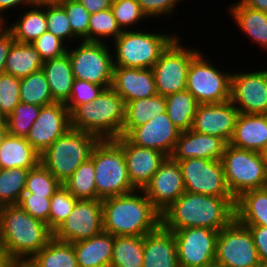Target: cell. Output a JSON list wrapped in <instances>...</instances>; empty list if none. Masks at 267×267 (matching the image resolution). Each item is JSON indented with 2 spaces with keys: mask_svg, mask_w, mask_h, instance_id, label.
Masks as SVG:
<instances>
[{
  "mask_svg": "<svg viewBox=\"0 0 267 267\" xmlns=\"http://www.w3.org/2000/svg\"><path fill=\"white\" fill-rule=\"evenodd\" d=\"M262 188L267 191V162H266V168H265V178H264V183H263Z\"/></svg>",
  "mask_w": 267,
  "mask_h": 267,
  "instance_id": "cell-61",
  "label": "cell"
},
{
  "mask_svg": "<svg viewBox=\"0 0 267 267\" xmlns=\"http://www.w3.org/2000/svg\"><path fill=\"white\" fill-rule=\"evenodd\" d=\"M77 200L63 185L54 193L49 213V229L52 232L69 216Z\"/></svg>",
  "mask_w": 267,
  "mask_h": 267,
  "instance_id": "cell-44",
  "label": "cell"
},
{
  "mask_svg": "<svg viewBox=\"0 0 267 267\" xmlns=\"http://www.w3.org/2000/svg\"><path fill=\"white\" fill-rule=\"evenodd\" d=\"M103 231L102 200H77L72 212L53 232V238L75 243Z\"/></svg>",
  "mask_w": 267,
  "mask_h": 267,
  "instance_id": "cell-16",
  "label": "cell"
},
{
  "mask_svg": "<svg viewBox=\"0 0 267 267\" xmlns=\"http://www.w3.org/2000/svg\"><path fill=\"white\" fill-rule=\"evenodd\" d=\"M113 140L124 151L131 184L137 190H142L167 156L156 149L138 147L132 144L125 136H119Z\"/></svg>",
  "mask_w": 267,
  "mask_h": 267,
  "instance_id": "cell-21",
  "label": "cell"
},
{
  "mask_svg": "<svg viewBox=\"0 0 267 267\" xmlns=\"http://www.w3.org/2000/svg\"><path fill=\"white\" fill-rule=\"evenodd\" d=\"M61 6L67 14L72 32L78 41H88L90 13L78 0H66Z\"/></svg>",
  "mask_w": 267,
  "mask_h": 267,
  "instance_id": "cell-47",
  "label": "cell"
},
{
  "mask_svg": "<svg viewBox=\"0 0 267 267\" xmlns=\"http://www.w3.org/2000/svg\"><path fill=\"white\" fill-rule=\"evenodd\" d=\"M43 62L31 43L14 42L6 59L5 73L22 79L41 70Z\"/></svg>",
  "mask_w": 267,
  "mask_h": 267,
  "instance_id": "cell-33",
  "label": "cell"
},
{
  "mask_svg": "<svg viewBox=\"0 0 267 267\" xmlns=\"http://www.w3.org/2000/svg\"><path fill=\"white\" fill-rule=\"evenodd\" d=\"M70 128L71 117L65 103L54 102L41 107L26 139L41 155Z\"/></svg>",
  "mask_w": 267,
  "mask_h": 267,
  "instance_id": "cell-17",
  "label": "cell"
},
{
  "mask_svg": "<svg viewBox=\"0 0 267 267\" xmlns=\"http://www.w3.org/2000/svg\"><path fill=\"white\" fill-rule=\"evenodd\" d=\"M46 20L47 30L63 40L68 46L69 43L78 42V38L72 32L67 14L61 5L46 6Z\"/></svg>",
  "mask_w": 267,
  "mask_h": 267,
  "instance_id": "cell-45",
  "label": "cell"
},
{
  "mask_svg": "<svg viewBox=\"0 0 267 267\" xmlns=\"http://www.w3.org/2000/svg\"><path fill=\"white\" fill-rule=\"evenodd\" d=\"M260 258L251 232L235 218L217 237L215 265L219 267H258Z\"/></svg>",
  "mask_w": 267,
  "mask_h": 267,
  "instance_id": "cell-12",
  "label": "cell"
},
{
  "mask_svg": "<svg viewBox=\"0 0 267 267\" xmlns=\"http://www.w3.org/2000/svg\"><path fill=\"white\" fill-rule=\"evenodd\" d=\"M166 112L165 97L155 95L150 98H141L125 104V121L122 127V136H127L135 127L141 126L156 115Z\"/></svg>",
  "mask_w": 267,
  "mask_h": 267,
  "instance_id": "cell-32",
  "label": "cell"
},
{
  "mask_svg": "<svg viewBox=\"0 0 267 267\" xmlns=\"http://www.w3.org/2000/svg\"><path fill=\"white\" fill-rule=\"evenodd\" d=\"M90 157L95 168L97 200L137 190L129 179L123 149L113 140H99Z\"/></svg>",
  "mask_w": 267,
  "mask_h": 267,
  "instance_id": "cell-6",
  "label": "cell"
},
{
  "mask_svg": "<svg viewBox=\"0 0 267 267\" xmlns=\"http://www.w3.org/2000/svg\"><path fill=\"white\" fill-rule=\"evenodd\" d=\"M99 140L92 133L70 128L40 155V163L63 183L90 158Z\"/></svg>",
  "mask_w": 267,
  "mask_h": 267,
  "instance_id": "cell-7",
  "label": "cell"
},
{
  "mask_svg": "<svg viewBox=\"0 0 267 267\" xmlns=\"http://www.w3.org/2000/svg\"><path fill=\"white\" fill-rule=\"evenodd\" d=\"M29 170L23 168H3L0 172V207L16 205L25 191Z\"/></svg>",
  "mask_w": 267,
  "mask_h": 267,
  "instance_id": "cell-38",
  "label": "cell"
},
{
  "mask_svg": "<svg viewBox=\"0 0 267 267\" xmlns=\"http://www.w3.org/2000/svg\"><path fill=\"white\" fill-rule=\"evenodd\" d=\"M20 101L41 107L55 102L42 69L21 79Z\"/></svg>",
  "mask_w": 267,
  "mask_h": 267,
  "instance_id": "cell-39",
  "label": "cell"
},
{
  "mask_svg": "<svg viewBox=\"0 0 267 267\" xmlns=\"http://www.w3.org/2000/svg\"><path fill=\"white\" fill-rule=\"evenodd\" d=\"M111 9L122 31L132 29L138 30L137 25H139L141 21L144 23V21L147 20L148 22V17L142 11L137 0H112Z\"/></svg>",
  "mask_w": 267,
  "mask_h": 267,
  "instance_id": "cell-43",
  "label": "cell"
},
{
  "mask_svg": "<svg viewBox=\"0 0 267 267\" xmlns=\"http://www.w3.org/2000/svg\"><path fill=\"white\" fill-rule=\"evenodd\" d=\"M233 197L184 192L161 213V225L174 232L189 227L220 231L235 218Z\"/></svg>",
  "mask_w": 267,
  "mask_h": 267,
  "instance_id": "cell-1",
  "label": "cell"
},
{
  "mask_svg": "<svg viewBox=\"0 0 267 267\" xmlns=\"http://www.w3.org/2000/svg\"><path fill=\"white\" fill-rule=\"evenodd\" d=\"M226 8H229L227 14H230L231 21L236 23V27L243 35L248 37L251 43L254 42L257 47L267 52V13L251 9L239 0Z\"/></svg>",
  "mask_w": 267,
  "mask_h": 267,
  "instance_id": "cell-26",
  "label": "cell"
},
{
  "mask_svg": "<svg viewBox=\"0 0 267 267\" xmlns=\"http://www.w3.org/2000/svg\"><path fill=\"white\" fill-rule=\"evenodd\" d=\"M41 106L20 102L6 118L8 134L25 137L38 117Z\"/></svg>",
  "mask_w": 267,
  "mask_h": 267,
  "instance_id": "cell-42",
  "label": "cell"
},
{
  "mask_svg": "<svg viewBox=\"0 0 267 267\" xmlns=\"http://www.w3.org/2000/svg\"><path fill=\"white\" fill-rule=\"evenodd\" d=\"M142 191L160 214L166 210L185 192L178 162L167 157Z\"/></svg>",
  "mask_w": 267,
  "mask_h": 267,
  "instance_id": "cell-18",
  "label": "cell"
},
{
  "mask_svg": "<svg viewBox=\"0 0 267 267\" xmlns=\"http://www.w3.org/2000/svg\"><path fill=\"white\" fill-rule=\"evenodd\" d=\"M6 267H38L32 258H11Z\"/></svg>",
  "mask_w": 267,
  "mask_h": 267,
  "instance_id": "cell-56",
  "label": "cell"
},
{
  "mask_svg": "<svg viewBox=\"0 0 267 267\" xmlns=\"http://www.w3.org/2000/svg\"><path fill=\"white\" fill-rule=\"evenodd\" d=\"M50 200L35 193H23L18 205L32 217L46 223L49 227Z\"/></svg>",
  "mask_w": 267,
  "mask_h": 267,
  "instance_id": "cell-50",
  "label": "cell"
},
{
  "mask_svg": "<svg viewBox=\"0 0 267 267\" xmlns=\"http://www.w3.org/2000/svg\"><path fill=\"white\" fill-rule=\"evenodd\" d=\"M6 122V118L3 116V114L0 111V123Z\"/></svg>",
  "mask_w": 267,
  "mask_h": 267,
  "instance_id": "cell-63",
  "label": "cell"
},
{
  "mask_svg": "<svg viewBox=\"0 0 267 267\" xmlns=\"http://www.w3.org/2000/svg\"><path fill=\"white\" fill-rule=\"evenodd\" d=\"M95 168L92 158L84 161L62 185L78 200L97 199Z\"/></svg>",
  "mask_w": 267,
  "mask_h": 267,
  "instance_id": "cell-37",
  "label": "cell"
},
{
  "mask_svg": "<svg viewBox=\"0 0 267 267\" xmlns=\"http://www.w3.org/2000/svg\"><path fill=\"white\" fill-rule=\"evenodd\" d=\"M21 79L11 74H0V111L7 118L20 101Z\"/></svg>",
  "mask_w": 267,
  "mask_h": 267,
  "instance_id": "cell-46",
  "label": "cell"
},
{
  "mask_svg": "<svg viewBox=\"0 0 267 267\" xmlns=\"http://www.w3.org/2000/svg\"><path fill=\"white\" fill-rule=\"evenodd\" d=\"M258 267H267V261H260Z\"/></svg>",
  "mask_w": 267,
  "mask_h": 267,
  "instance_id": "cell-62",
  "label": "cell"
},
{
  "mask_svg": "<svg viewBox=\"0 0 267 267\" xmlns=\"http://www.w3.org/2000/svg\"><path fill=\"white\" fill-rule=\"evenodd\" d=\"M206 57L202 50L192 59L187 72L186 90L199 104L226 102L230 100L232 71L220 70Z\"/></svg>",
  "mask_w": 267,
  "mask_h": 267,
  "instance_id": "cell-9",
  "label": "cell"
},
{
  "mask_svg": "<svg viewBox=\"0 0 267 267\" xmlns=\"http://www.w3.org/2000/svg\"><path fill=\"white\" fill-rule=\"evenodd\" d=\"M19 6L21 9L33 7L35 6L34 0H0V24L4 25L9 23V20H6L8 16H5V11L9 13L11 10L14 13L13 10L20 9Z\"/></svg>",
  "mask_w": 267,
  "mask_h": 267,
  "instance_id": "cell-54",
  "label": "cell"
},
{
  "mask_svg": "<svg viewBox=\"0 0 267 267\" xmlns=\"http://www.w3.org/2000/svg\"><path fill=\"white\" fill-rule=\"evenodd\" d=\"M9 257L4 249L3 245L0 243V267H6Z\"/></svg>",
  "mask_w": 267,
  "mask_h": 267,
  "instance_id": "cell-59",
  "label": "cell"
},
{
  "mask_svg": "<svg viewBox=\"0 0 267 267\" xmlns=\"http://www.w3.org/2000/svg\"><path fill=\"white\" fill-rule=\"evenodd\" d=\"M71 128L92 133L100 140L122 136L125 104L111 87L92 102L79 105L71 114Z\"/></svg>",
  "mask_w": 267,
  "mask_h": 267,
  "instance_id": "cell-4",
  "label": "cell"
},
{
  "mask_svg": "<svg viewBox=\"0 0 267 267\" xmlns=\"http://www.w3.org/2000/svg\"><path fill=\"white\" fill-rule=\"evenodd\" d=\"M90 13H97L111 8L112 0H78Z\"/></svg>",
  "mask_w": 267,
  "mask_h": 267,
  "instance_id": "cell-55",
  "label": "cell"
},
{
  "mask_svg": "<svg viewBox=\"0 0 267 267\" xmlns=\"http://www.w3.org/2000/svg\"><path fill=\"white\" fill-rule=\"evenodd\" d=\"M177 36L161 53L159 60L153 65L157 94L166 97L186 90L187 72L192 59L201 51L195 47L184 45ZM187 46V47H185Z\"/></svg>",
  "mask_w": 267,
  "mask_h": 267,
  "instance_id": "cell-10",
  "label": "cell"
},
{
  "mask_svg": "<svg viewBox=\"0 0 267 267\" xmlns=\"http://www.w3.org/2000/svg\"><path fill=\"white\" fill-rule=\"evenodd\" d=\"M141 6L142 11L146 14L149 20H155L168 16L167 18L172 19L175 14V8L178 6V3H181L180 0H137ZM172 15V16H171ZM151 18V19H150Z\"/></svg>",
  "mask_w": 267,
  "mask_h": 267,
  "instance_id": "cell-51",
  "label": "cell"
},
{
  "mask_svg": "<svg viewBox=\"0 0 267 267\" xmlns=\"http://www.w3.org/2000/svg\"><path fill=\"white\" fill-rule=\"evenodd\" d=\"M104 89L103 86L98 84L75 79L70 98L65 102V106L71 114L79 105L92 102Z\"/></svg>",
  "mask_w": 267,
  "mask_h": 267,
  "instance_id": "cell-48",
  "label": "cell"
},
{
  "mask_svg": "<svg viewBox=\"0 0 267 267\" xmlns=\"http://www.w3.org/2000/svg\"><path fill=\"white\" fill-rule=\"evenodd\" d=\"M103 230L113 236H145L161 224V214L142 190L102 200Z\"/></svg>",
  "mask_w": 267,
  "mask_h": 267,
  "instance_id": "cell-2",
  "label": "cell"
},
{
  "mask_svg": "<svg viewBox=\"0 0 267 267\" xmlns=\"http://www.w3.org/2000/svg\"><path fill=\"white\" fill-rule=\"evenodd\" d=\"M38 267H78L72 243L52 238L33 257Z\"/></svg>",
  "mask_w": 267,
  "mask_h": 267,
  "instance_id": "cell-36",
  "label": "cell"
},
{
  "mask_svg": "<svg viewBox=\"0 0 267 267\" xmlns=\"http://www.w3.org/2000/svg\"><path fill=\"white\" fill-rule=\"evenodd\" d=\"M66 0H34L35 6L61 5Z\"/></svg>",
  "mask_w": 267,
  "mask_h": 267,
  "instance_id": "cell-58",
  "label": "cell"
},
{
  "mask_svg": "<svg viewBox=\"0 0 267 267\" xmlns=\"http://www.w3.org/2000/svg\"><path fill=\"white\" fill-rule=\"evenodd\" d=\"M165 104L167 115L181 132L192 128L199 103L189 91L184 90L166 96Z\"/></svg>",
  "mask_w": 267,
  "mask_h": 267,
  "instance_id": "cell-34",
  "label": "cell"
},
{
  "mask_svg": "<svg viewBox=\"0 0 267 267\" xmlns=\"http://www.w3.org/2000/svg\"><path fill=\"white\" fill-rule=\"evenodd\" d=\"M221 162L227 188L234 199L246 191L262 188L267 162L266 154L227 144Z\"/></svg>",
  "mask_w": 267,
  "mask_h": 267,
  "instance_id": "cell-8",
  "label": "cell"
},
{
  "mask_svg": "<svg viewBox=\"0 0 267 267\" xmlns=\"http://www.w3.org/2000/svg\"><path fill=\"white\" fill-rule=\"evenodd\" d=\"M40 163V154L25 137L8 134L0 145V168L33 169Z\"/></svg>",
  "mask_w": 267,
  "mask_h": 267,
  "instance_id": "cell-29",
  "label": "cell"
},
{
  "mask_svg": "<svg viewBox=\"0 0 267 267\" xmlns=\"http://www.w3.org/2000/svg\"><path fill=\"white\" fill-rule=\"evenodd\" d=\"M15 42L12 33L0 24V74L5 73V63L12 44Z\"/></svg>",
  "mask_w": 267,
  "mask_h": 267,
  "instance_id": "cell-53",
  "label": "cell"
},
{
  "mask_svg": "<svg viewBox=\"0 0 267 267\" xmlns=\"http://www.w3.org/2000/svg\"><path fill=\"white\" fill-rule=\"evenodd\" d=\"M61 185L62 183L39 163L35 168L29 170L24 193H35L51 198Z\"/></svg>",
  "mask_w": 267,
  "mask_h": 267,
  "instance_id": "cell-41",
  "label": "cell"
},
{
  "mask_svg": "<svg viewBox=\"0 0 267 267\" xmlns=\"http://www.w3.org/2000/svg\"><path fill=\"white\" fill-rule=\"evenodd\" d=\"M122 30L114 18L112 9L90 14L88 27V42L112 43ZM111 40V42L109 40Z\"/></svg>",
  "mask_w": 267,
  "mask_h": 267,
  "instance_id": "cell-40",
  "label": "cell"
},
{
  "mask_svg": "<svg viewBox=\"0 0 267 267\" xmlns=\"http://www.w3.org/2000/svg\"><path fill=\"white\" fill-rule=\"evenodd\" d=\"M42 71L55 102L65 103L71 95L75 77L68 53L43 62Z\"/></svg>",
  "mask_w": 267,
  "mask_h": 267,
  "instance_id": "cell-28",
  "label": "cell"
},
{
  "mask_svg": "<svg viewBox=\"0 0 267 267\" xmlns=\"http://www.w3.org/2000/svg\"><path fill=\"white\" fill-rule=\"evenodd\" d=\"M244 226H247L252 234L260 261H267V227L257 225Z\"/></svg>",
  "mask_w": 267,
  "mask_h": 267,
  "instance_id": "cell-52",
  "label": "cell"
},
{
  "mask_svg": "<svg viewBox=\"0 0 267 267\" xmlns=\"http://www.w3.org/2000/svg\"><path fill=\"white\" fill-rule=\"evenodd\" d=\"M180 133L165 112L135 127L126 138L138 147L156 149L169 157Z\"/></svg>",
  "mask_w": 267,
  "mask_h": 267,
  "instance_id": "cell-20",
  "label": "cell"
},
{
  "mask_svg": "<svg viewBox=\"0 0 267 267\" xmlns=\"http://www.w3.org/2000/svg\"><path fill=\"white\" fill-rule=\"evenodd\" d=\"M8 135V128L6 122L0 123V145L3 143L5 137Z\"/></svg>",
  "mask_w": 267,
  "mask_h": 267,
  "instance_id": "cell-60",
  "label": "cell"
},
{
  "mask_svg": "<svg viewBox=\"0 0 267 267\" xmlns=\"http://www.w3.org/2000/svg\"><path fill=\"white\" fill-rule=\"evenodd\" d=\"M231 146L244 150L267 153V114L239 113Z\"/></svg>",
  "mask_w": 267,
  "mask_h": 267,
  "instance_id": "cell-25",
  "label": "cell"
},
{
  "mask_svg": "<svg viewBox=\"0 0 267 267\" xmlns=\"http://www.w3.org/2000/svg\"><path fill=\"white\" fill-rule=\"evenodd\" d=\"M180 267H211L215 265L219 231L189 227L173 232Z\"/></svg>",
  "mask_w": 267,
  "mask_h": 267,
  "instance_id": "cell-14",
  "label": "cell"
},
{
  "mask_svg": "<svg viewBox=\"0 0 267 267\" xmlns=\"http://www.w3.org/2000/svg\"><path fill=\"white\" fill-rule=\"evenodd\" d=\"M235 219L242 225L267 227V191L263 188L242 193L235 199Z\"/></svg>",
  "mask_w": 267,
  "mask_h": 267,
  "instance_id": "cell-30",
  "label": "cell"
},
{
  "mask_svg": "<svg viewBox=\"0 0 267 267\" xmlns=\"http://www.w3.org/2000/svg\"><path fill=\"white\" fill-rule=\"evenodd\" d=\"M226 145L222 138L190 129L180 133L169 157L176 162L188 158L221 160Z\"/></svg>",
  "mask_w": 267,
  "mask_h": 267,
  "instance_id": "cell-23",
  "label": "cell"
},
{
  "mask_svg": "<svg viewBox=\"0 0 267 267\" xmlns=\"http://www.w3.org/2000/svg\"><path fill=\"white\" fill-rule=\"evenodd\" d=\"M109 45L108 43L88 41L76 42L75 48L69 45L67 53L75 79L98 84L105 89L110 88L114 62L111 45Z\"/></svg>",
  "mask_w": 267,
  "mask_h": 267,
  "instance_id": "cell-11",
  "label": "cell"
},
{
  "mask_svg": "<svg viewBox=\"0 0 267 267\" xmlns=\"http://www.w3.org/2000/svg\"><path fill=\"white\" fill-rule=\"evenodd\" d=\"M177 162L183 176L185 192L233 197L225 182L221 160L188 158Z\"/></svg>",
  "mask_w": 267,
  "mask_h": 267,
  "instance_id": "cell-13",
  "label": "cell"
},
{
  "mask_svg": "<svg viewBox=\"0 0 267 267\" xmlns=\"http://www.w3.org/2000/svg\"><path fill=\"white\" fill-rule=\"evenodd\" d=\"M243 5L267 13V0H239Z\"/></svg>",
  "mask_w": 267,
  "mask_h": 267,
  "instance_id": "cell-57",
  "label": "cell"
},
{
  "mask_svg": "<svg viewBox=\"0 0 267 267\" xmlns=\"http://www.w3.org/2000/svg\"><path fill=\"white\" fill-rule=\"evenodd\" d=\"M141 27H139L140 31H122L110 44L113 51L114 66L141 69L152 68L159 60L161 53L178 36V32L174 34V31L170 33H165L164 31L155 33L152 30L149 32V27L144 30L140 29Z\"/></svg>",
  "mask_w": 267,
  "mask_h": 267,
  "instance_id": "cell-5",
  "label": "cell"
},
{
  "mask_svg": "<svg viewBox=\"0 0 267 267\" xmlns=\"http://www.w3.org/2000/svg\"><path fill=\"white\" fill-rule=\"evenodd\" d=\"M111 88L121 96L124 104L157 95L152 68L114 66Z\"/></svg>",
  "mask_w": 267,
  "mask_h": 267,
  "instance_id": "cell-22",
  "label": "cell"
},
{
  "mask_svg": "<svg viewBox=\"0 0 267 267\" xmlns=\"http://www.w3.org/2000/svg\"><path fill=\"white\" fill-rule=\"evenodd\" d=\"M254 70L232 71L230 101L239 113L267 114V68Z\"/></svg>",
  "mask_w": 267,
  "mask_h": 267,
  "instance_id": "cell-15",
  "label": "cell"
},
{
  "mask_svg": "<svg viewBox=\"0 0 267 267\" xmlns=\"http://www.w3.org/2000/svg\"><path fill=\"white\" fill-rule=\"evenodd\" d=\"M143 267H180L175 236L161 224L144 236Z\"/></svg>",
  "mask_w": 267,
  "mask_h": 267,
  "instance_id": "cell-24",
  "label": "cell"
},
{
  "mask_svg": "<svg viewBox=\"0 0 267 267\" xmlns=\"http://www.w3.org/2000/svg\"><path fill=\"white\" fill-rule=\"evenodd\" d=\"M52 238L48 225L18 204L0 207V243L10 259L32 258Z\"/></svg>",
  "mask_w": 267,
  "mask_h": 267,
  "instance_id": "cell-3",
  "label": "cell"
},
{
  "mask_svg": "<svg viewBox=\"0 0 267 267\" xmlns=\"http://www.w3.org/2000/svg\"><path fill=\"white\" fill-rule=\"evenodd\" d=\"M78 267H110L114 236L101 232L89 239L72 243Z\"/></svg>",
  "mask_w": 267,
  "mask_h": 267,
  "instance_id": "cell-27",
  "label": "cell"
},
{
  "mask_svg": "<svg viewBox=\"0 0 267 267\" xmlns=\"http://www.w3.org/2000/svg\"><path fill=\"white\" fill-rule=\"evenodd\" d=\"M144 236H114L110 267H143Z\"/></svg>",
  "mask_w": 267,
  "mask_h": 267,
  "instance_id": "cell-35",
  "label": "cell"
},
{
  "mask_svg": "<svg viewBox=\"0 0 267 267\" xmlns=\"http://www.w3.org/2000/svg\"><path fill=\"white\" fill-rule=\"evenodd\" d=\"M31 44L40 54L43 61L60 57L67 53L68 45L48 30L40 37L35 39Z\"/></svg>",
  "mask_w": 267,
  "mask_h": 267,
  "instance_id": "cell-49",
  "label": "cell"
},
{
  "mask_svg": "<svg viewBox=\"0 0 267 267\" xmlns=\"http://www.w3.org/2000/svg\"><path fill=\"white\" fill-rule=\"evenodd\" d=\"M239 111L228 100L222 103L199 104L191 130L217 136L227 144L232 139Z\"/></svg>",
  "mask_w": 267,
  "mask_h": 267,
  "instance_id": "cell-19",
  "label": "cell"
},
{
  "mask_svg": "<svg viewBox=\"0 0 267 267\" xmlns=\"http://www.w3.org/2000/svg\"><path fill=\"white\" fill-rule=\"evenodd\" d=\"M24 10L16 21L4 26L12 33L15 42L31 43L47 31L46 6Z\"/></svg>",
  "mask_w": 267,
  "mask_h": 267,
  "instance_id": "cell-31",
  "label": "cell"
}]
</instances>
